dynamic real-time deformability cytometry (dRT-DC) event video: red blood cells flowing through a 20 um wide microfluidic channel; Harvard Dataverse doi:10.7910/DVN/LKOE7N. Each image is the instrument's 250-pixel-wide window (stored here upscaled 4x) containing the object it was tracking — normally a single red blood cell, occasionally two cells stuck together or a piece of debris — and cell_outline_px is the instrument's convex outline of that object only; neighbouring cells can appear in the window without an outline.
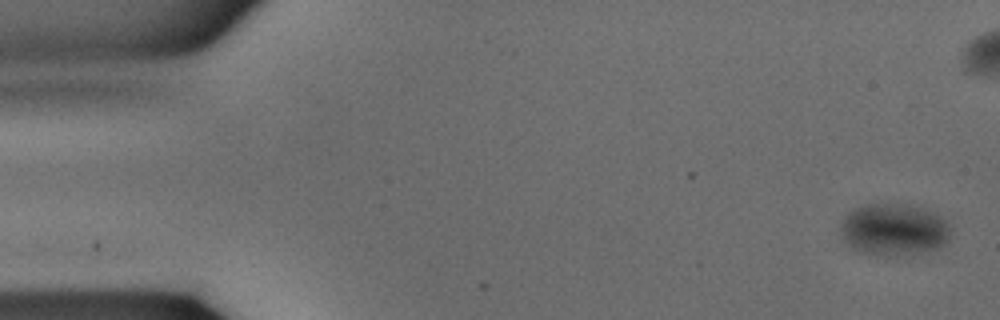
{"species": "common noctule bat (a hibernating species)", "species_latin": "Nyctalus noctula", "temperature_condition": "warm", "stored_images_in_passage": 37, "camera_frame_rate_fps": 3000, "um_per_image_px": 0.085, "animal": {"sex": "male", "body_mass_g": 15.6}, "frame": {"image": 1, "passage_image": 1, "time_ms": 0.0, "image_size_px": [1000, 320], "cell_outline_px": [[952, 228], [948, 240], [940, 248], [912, 256], [876, 256], [860, 252], [852, 248], [844, 240], [840, 232], [840, 224], [844, 216], [848, 212], [856, 208], [868, 204], [908, 204], [924, 208], [940, 216]], "centroid_in_image_um": [75.99, 19.55], "position_along_channel_um": 9.0, "area_um2": 34.1}}
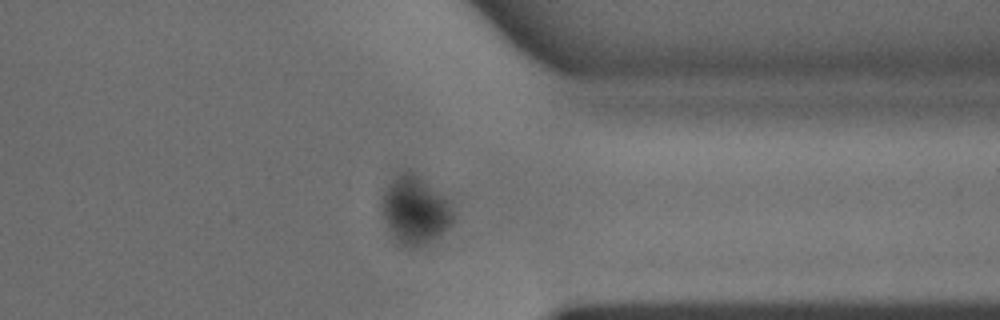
{"frame": {"image": 2, "passage_image": 28, "time_ms": 9.0, "image_size_px": [1000, 320], "cell_outline_px": [[456, 220], [448, 228], [424, 244], [412, 248], [408, 248], [396, 244], [388, 228], [380, 204], [380, 196], [384, 188], [400, 172], [408, 168], [452, 200], [456, 216]], "centroid_in_image_um": [35.3, 17.84], "position_along_channel_um": 376.1, "area_um2": 29.13}}
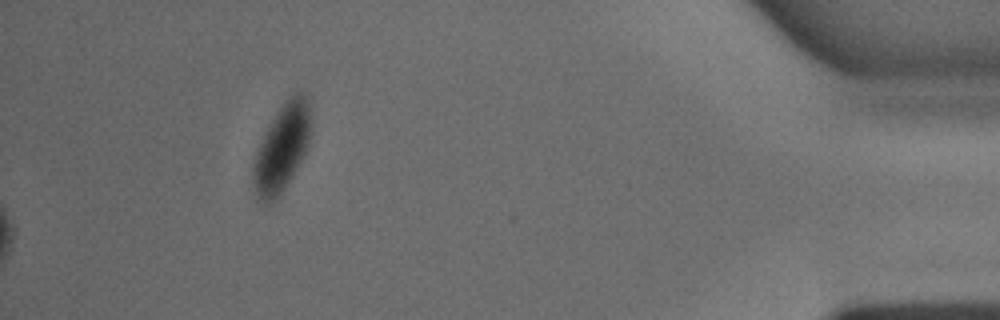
{"frame": {"image": 3, "passage_image": 37, "time_ms": 12.0, "image_size_px": [1000, 320], "cell_outline_px": [[312, 132], [308, 144], [292, 176], [280, 196], [272, 204], [260, 204], [256, 200], [252, 180], [252, 164], [256, 152], [264, 132], [280, 108], [296, 92], [304, 92], [308, 96]], "centroid_in_image_um": [23.93, 12.65], "position_along_channel_um": 411.3, "area_um2": 29.65}}